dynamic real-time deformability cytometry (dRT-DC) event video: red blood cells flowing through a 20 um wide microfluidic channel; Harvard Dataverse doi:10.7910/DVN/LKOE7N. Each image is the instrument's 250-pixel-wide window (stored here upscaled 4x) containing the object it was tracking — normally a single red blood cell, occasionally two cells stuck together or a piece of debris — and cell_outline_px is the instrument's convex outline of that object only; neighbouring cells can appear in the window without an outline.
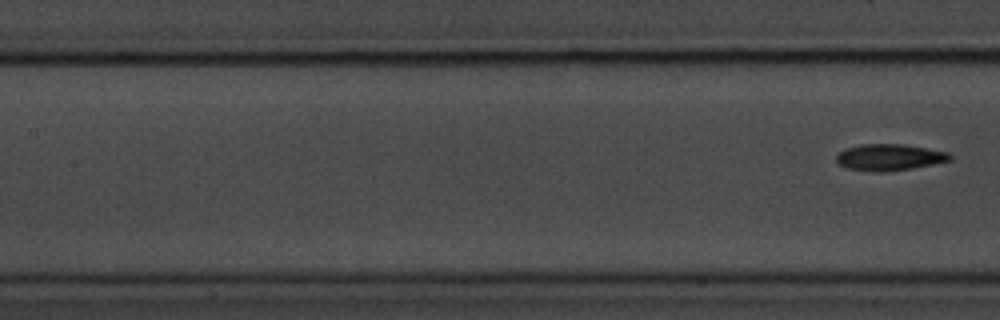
{"species": "common noctule bat (a hibernating species)", "species_latin": "Nyctalus noctula", "temperature_condition": "room temperature", "stored_images_in_passage": 9, "segment_of_instrument_passage": [2, 2], "camera_frame_rate_fps": 3000, "um_per_image_px": 0.085, "animal": {"sex": "male", "body_mass_g": 20.1, "forearm_length_mm": 53.5}, "frame": {"image": 1, "passage_image": 9, "time_ms": 10.0, "image_size_px": [1000, 320], "cell_outline_px": [[952, 160], [912, 168], [880, 172], [848, 168], [840, 164], [836, 160], [836, 156], [844, 148], [860, 144], [904, 144], [948, 152], [952, 156]], "centroid_in_image_um": [75.6, 13.35], "position_along_channel_um": 131.8, "area_um2": 17.34}}